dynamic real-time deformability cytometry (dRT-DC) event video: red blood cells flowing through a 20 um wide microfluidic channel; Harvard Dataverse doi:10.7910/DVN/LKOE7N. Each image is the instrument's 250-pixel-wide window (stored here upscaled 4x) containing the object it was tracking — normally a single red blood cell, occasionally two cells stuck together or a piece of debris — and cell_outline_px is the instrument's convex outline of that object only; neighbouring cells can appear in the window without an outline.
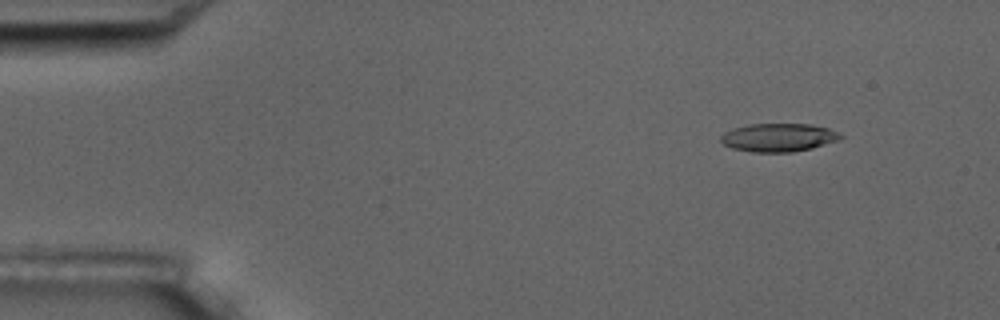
{"species": "common noctule bat (a hibernating species)", "species_latin": "Nyctalus noctula", "temperature_condition": "room temperature", "stored_images_in_passage": 5, "camera_frame_rate_fps": 3000, "um_per_image_px": 0.085, "animal": {"sex": "male", "body_mass_g": 17.5, "forearm_length_mm": 52.3}, "frame": {"image": 1, "passage_image": 2, "time_ms": 1.0, "image_size_px": [1000, 320], "cell_outline_px": [[844, 136], [840, 140], [812, 148], [792, 152], [752, 152], [732, 148], [724, 144], [720, 140], [720, 136], [724, 132], [732, 128], [748, 124], [808, 124], [828, 128]], "centroid_in_image_um": [66.16, 11.69], "position_along_channel_um": 18.8, "area_um2": 19.77}}
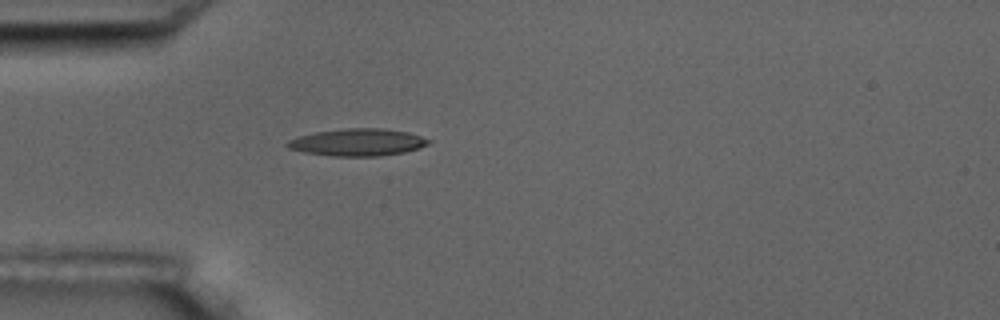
{"frame": {"image": 2, "passage_image": 5, "time_ms": 4.333, "image_size_px": [1000, 320], "cell_outline_px": [[432, 140], [428, 144], [420, 148], [404, 152], [380, 156], [332, 156], [304, 152], [288, 148], [284, 144], [288, 140], [296, 136], [316, 132], [344, 128], [380, 128], [408, 132]], "centroid_in_image_um": [30.37, 12.09], "position_along_channel_um": 54.6, "area_um2": 22.48}}